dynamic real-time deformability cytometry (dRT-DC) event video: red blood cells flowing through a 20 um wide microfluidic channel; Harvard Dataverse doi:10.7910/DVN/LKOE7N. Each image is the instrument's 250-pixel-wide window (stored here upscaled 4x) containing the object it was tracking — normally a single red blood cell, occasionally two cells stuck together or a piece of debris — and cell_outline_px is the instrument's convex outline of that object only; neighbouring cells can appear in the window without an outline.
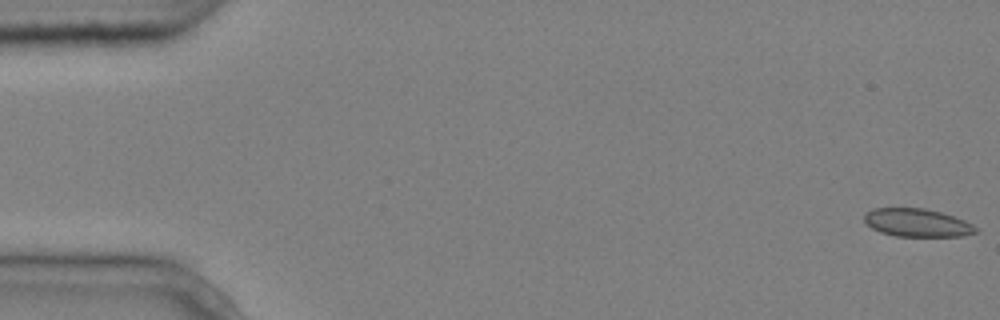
{"species": "common noctule bat (a hibernating species)", "species_latin": "Nyctalus noctula", "temperature_condition": "cold", "stored_images_in_passage": 2, "camera_frame_rate_fps": 3000, "um_per_image_px": 0.085, "animal": {"sex": "male", "body_mass_g": 20.4}, "frame": {"image": 1, "passage_image": 2, "time_ms": 0.333, "image_size_px": [1000, 320], "cell_outline_px": [[976, 232], [960, 236], [896, 236], [880, 232], [872, 228], [864, 220], [864, 212], [872, 208], [924, 208], [940, 212], [964, 220], [972, 224], [976, 228]], "centroid_in_image_um": [77.9, 18.92], "position_along_channel_um": 7.1, "area_um2": 18.09}}